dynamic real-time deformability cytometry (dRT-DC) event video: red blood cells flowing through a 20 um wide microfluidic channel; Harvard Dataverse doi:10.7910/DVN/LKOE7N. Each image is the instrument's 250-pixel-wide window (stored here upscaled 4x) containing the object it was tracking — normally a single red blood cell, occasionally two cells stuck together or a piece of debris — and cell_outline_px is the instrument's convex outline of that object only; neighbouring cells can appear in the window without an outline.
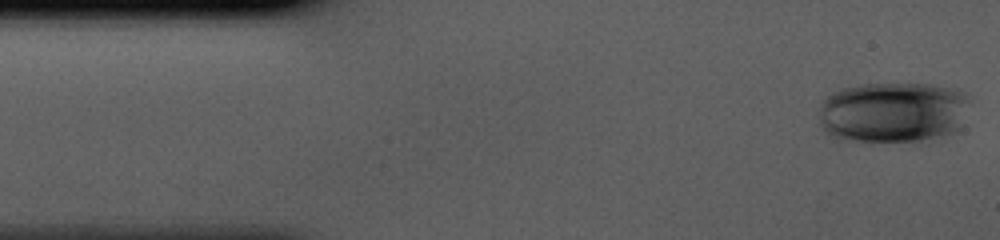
{"species": "human", "species_latin": "Homo sapiens", "temperature_condition": "cold", "stored_images_in_passage": 42, "camera_frame_rate_fps": 3000, "um_per_image_px": 0.085, "donor": {"sex": "male"}, "frame": {"image": 1, "passage_image": 1, "time_ms": 0.0, "image_size_px": [1000, 240], "cell_outline_px": [[968, 100], [960, 128], [940, 140], [928, 144], [840, 140], [828, 136], [824, 132], [820, 124], [820, 104], [832, 92], [844, 88], [860, 84], [928, 84], [960, 88], [968, 92]], "centroid_in_image_um": [75.95, 9.6], "position_along_channel_um": 9.0, "area_um2": 55.49}}
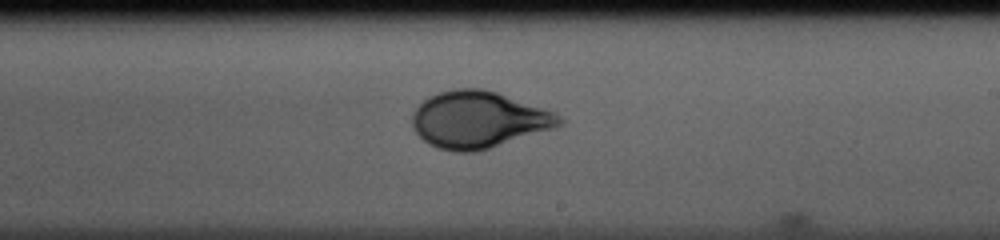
{"frame": {"image": 2, "passage_image": 24, "time_ms": 7.667, "image_size_px": [1000, 240], "cell_outline_px": [[564, 124], [556, 128], [476, 152], [456, 152], [440, 148], [428, 144], [416, 132], [412, 124], [412, 112], [428, 96], [440, 92], [456, 88], [480, 88], [496, 92], [544, 108], [560, 116], [564, 120]], "centroid_in_image_um": [40.68, 10.18], "position_along_channel_um": 248.3, "area_um2": 48.55}}
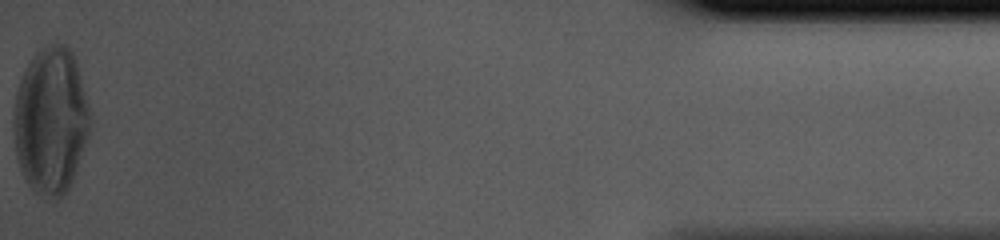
{"frame": {"image": 3, "passage_image": 42, "time_ms": 13.667, "image_size_px": [1000, 240], "cell_outline_px": [[92, 120], [88, 136], [72, 180], [64, 196], [56, 200], [36, 192], [28, 184], [20, 168], [16, 156], [12, 124], [12, 116], [16, 92], [20, 80], [32, 56], [40, 48], [48, 44], [64, 44], [68, 48], [76, 60], [88, 104]], "centroid_in_image_um": [4.3, 10.25], "position_along_channel_um": 430.9, "area_um2": 65.43}}